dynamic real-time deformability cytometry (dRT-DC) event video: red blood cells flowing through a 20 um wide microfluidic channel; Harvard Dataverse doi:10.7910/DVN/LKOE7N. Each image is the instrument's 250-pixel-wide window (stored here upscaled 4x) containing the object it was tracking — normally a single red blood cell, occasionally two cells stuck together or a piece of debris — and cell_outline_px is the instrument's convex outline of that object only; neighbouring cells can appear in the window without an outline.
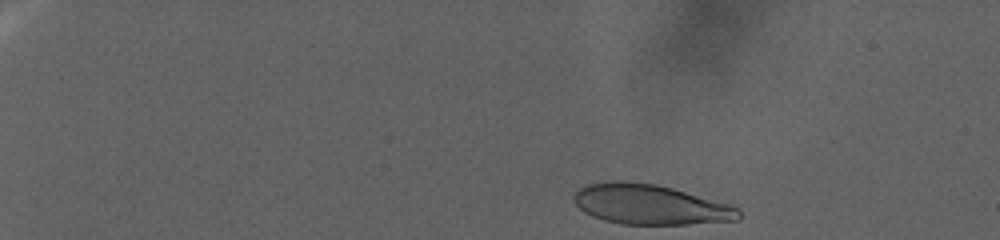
{"species": "human", "species_latin": "Homo sapiens", "temperature_condition": "warm", "stored_images_in_passage": 111, "camera_frame_rate_fps": 3000, "um_per_image_px": 0.085, "donor": {"sex": "female"}, "frame": {"image": 1, "passage_image": 2, "time_ms": 0.333, "image_size_px": [1000, 240], "cell_outline_px": [[740, 220], [688, 224], [620, 224], [604, 220], [592, 216], [584, 212], [572, 200], [572, 196], [576, 188], [588, 184], [608, 180], [620, 180], [656, 184], [672, 188], [732, 204], [740, 208]], "centroid_in_image_um": [55.25, 17.37], "position_along_channel_um": 29.8, "area_um2": 38.96}}
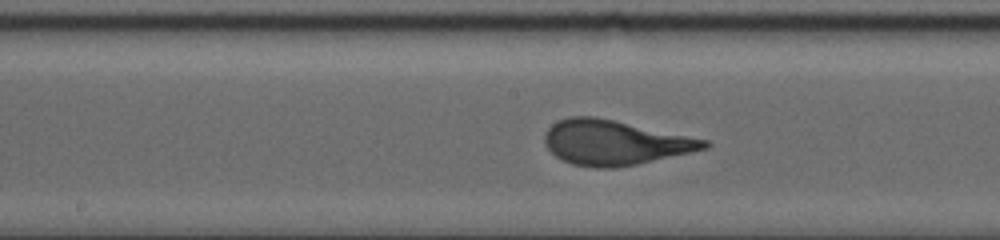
{"frame": {"image": 2, "passage_image": 63, "time_ms": 20.667, "image_size_px": [1000, 240], "cell_outline_px": [[712, 144], [708, 148], [692, 152], [636, 164], [616, 168], [596, 168], [572, 164], [560, 160], [544, 144], [544, 132], [556, 120], [568, 116], [592, 116], [612, 120], [708, 140]], "centroid_in_image_um": [52.2, 12.12], "position_along_channel_um": 196.0, "area_um2": 41.56}}
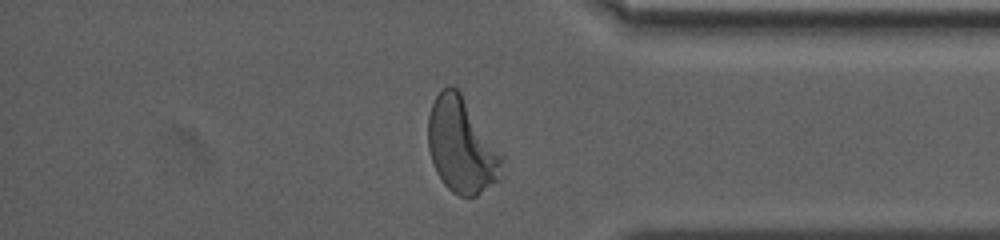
{"frame": {"image": 3, "passage_image": 104, "time_ms": 34.333, "image_size_px": [1000, 240], "cell_outline_px": [[504, 176], [500, 180], [476, 196], [460, 196], [452, 192], [444, 184], [436, 172], [428, 148], [428, 116], [432, 104], [436, 96], [448, 84], [452, 84], [460, 92], [504, 156]], "centroid_in_image_um": [39.27, 12.41], "position_along_channel_um": 395.9, "area_um2": 41.21}}